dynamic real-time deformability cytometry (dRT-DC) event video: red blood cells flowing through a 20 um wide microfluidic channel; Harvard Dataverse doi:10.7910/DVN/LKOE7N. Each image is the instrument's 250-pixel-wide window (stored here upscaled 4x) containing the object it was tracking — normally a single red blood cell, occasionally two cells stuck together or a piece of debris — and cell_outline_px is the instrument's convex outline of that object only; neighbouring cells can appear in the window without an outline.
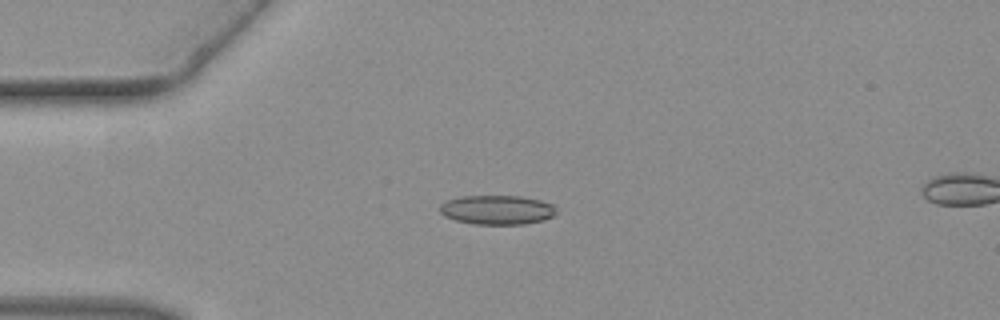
{"species": "common noctule bat (a hibernating species)", "species_latin": "Nyctalus noctula", "temperature_condition": "warm", "stored_images_in_passage": 36, "camera_frame_rate_fps": 3000, "um_per_image_px": 0.085, "animal": {"sex": "female", "body_mass_g": 19.3, "forearm_length_mm": 54.1}, "frame": {"image": 1, "passage_image": 1, "time_ms": 0.0, "image_size_px": [1000, 320], "cell_outline_px": [[556, 212], [552, 216], [544, 220], [524, 224], [472, 224], [456, 220], [444, 216], [440, 212], [440, 204], [448, 200], [460, 196], [520, 196], [540, 200], [552, 204], [556, 208]], "centroid_in_image_um": [42.24, 17.84], "position_along_channel_um": 42.8, "area_um2": 19.88}}
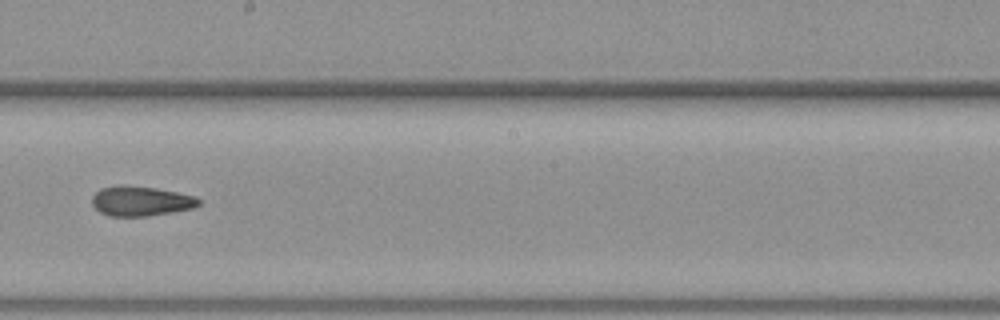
{"frame": {"image": 2, "passage_image": 16, "time_ms": 5.0, "image_size_px": [1000, 320], "cell_outline_px": [[200, 204], [192, 208], [172, 212], [148, 216], [108, 216], [100, 212], [92, 204], [92, 196], [100, 188], [156, 188], [196, 196], [200, 200]], "centroid_in_image_um": [12.01, 17.14], "position_along_channel_um": 236.2, "area_um2": 17.8}}
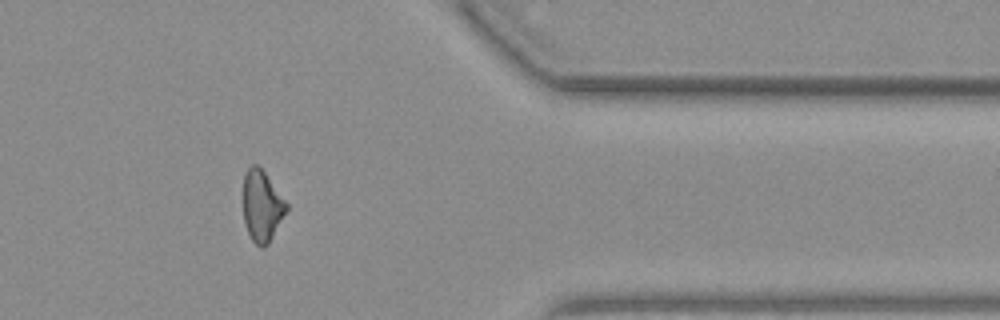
{"frame": {"image": 3, "passage_image": 28, "time_ms": 9.0, "image_size_px": [1000, 320], "cell_outline_px": [[288, 208], [268, 244], [264, 248], [260, 248], [252, 240], [248, 232], [244, 220], [244, 176], [248, 168], [252, 164], [256, 164], [264, 172], [288, 204]], "centroid_in_image_um": [22.26, 17.53], "position_along_channel_um": 389.1, "area_um2": 17.57}}